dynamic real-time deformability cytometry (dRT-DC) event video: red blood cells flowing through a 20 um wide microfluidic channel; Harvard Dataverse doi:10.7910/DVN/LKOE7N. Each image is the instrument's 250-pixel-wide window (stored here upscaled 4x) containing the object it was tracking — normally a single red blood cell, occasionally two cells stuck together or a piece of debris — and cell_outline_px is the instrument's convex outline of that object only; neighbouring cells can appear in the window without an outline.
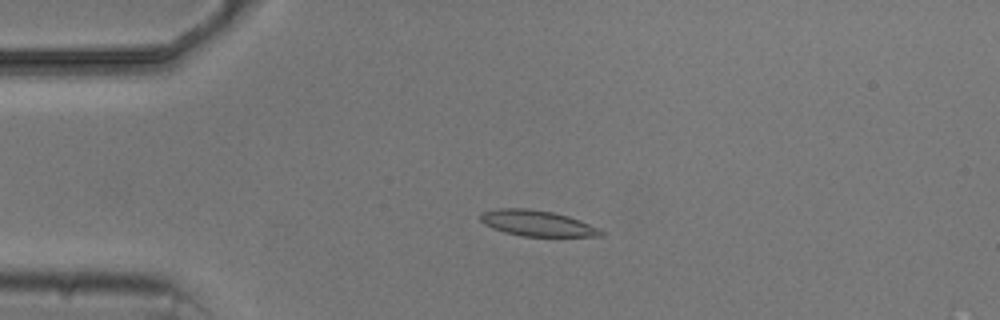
{"species": "common noctule bat (a hibernating species)", "species_latin": "Nyctalus noctula", "temperature_condition": "cold", "stored_images_in_passage": 3, "camera_frame_rate_fps": 3000, "um_per_image_px": 0.085, "animal": {"sex": "male", "body_mass_g": 20.5, "forearm_length_mm": 52.5}, "frame": {"image": 1, "passage_image": 2, "time_ms": 1.333, "image_size_px": [1000, 320], "cell_outline_px": [[604, 236], [524, 236], [504, 232], [492, 228], [484, 224], [480, 220], [480, 216], [484, 212], [496, 208], [528, 208], [552, 212], [568, 216], [580, 220], [604, 232]], "centroid_in_image_um": [45.62, 18.97], "position_along_channel_um": 39.4, "area_um2": 17.92}}